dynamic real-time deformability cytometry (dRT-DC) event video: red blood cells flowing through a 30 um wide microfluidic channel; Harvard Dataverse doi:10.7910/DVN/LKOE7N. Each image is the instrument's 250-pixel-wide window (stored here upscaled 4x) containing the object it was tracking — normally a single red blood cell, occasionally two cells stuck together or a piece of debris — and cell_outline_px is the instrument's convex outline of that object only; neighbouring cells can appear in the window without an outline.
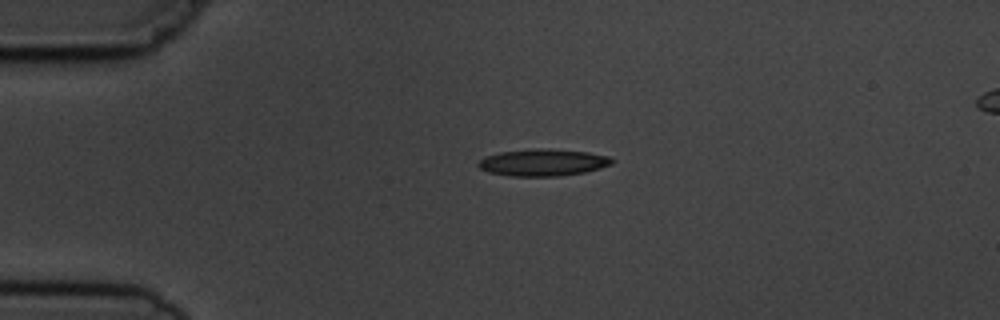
{"species": "common noctule bat (a hibernating species)", "species_latin": "Nyctalus noctula", "temperature_condition": "cold", "stored_images_in_passage": 3, "segment_of_instrument_passage": [1, 2], "camera_frame_rate_fps": 3000, "um_per_image_px": 0.085, "animal": {"sex": "male", "body_mass_g": 19.5, "forearm_length_mm": 54.6}, "frame": {"image": 1, "passage_image": 1, "time_ms": 0.0, "image_size_px": [1000, 320], "cell_outline_px": [[616, 160], [612, 164], [600, 168], [584, 172], [560, 176], [508, 176], [488, 172], [480, 168], [476, 164], [484, 156], [500, 152], [540, 148], [548, 148], [588, 152], [608, 156]], "centroid_in_image_um": [46.15, 13.81], "position_along_channel_um": 38.9, "area_um2": 21.1}}